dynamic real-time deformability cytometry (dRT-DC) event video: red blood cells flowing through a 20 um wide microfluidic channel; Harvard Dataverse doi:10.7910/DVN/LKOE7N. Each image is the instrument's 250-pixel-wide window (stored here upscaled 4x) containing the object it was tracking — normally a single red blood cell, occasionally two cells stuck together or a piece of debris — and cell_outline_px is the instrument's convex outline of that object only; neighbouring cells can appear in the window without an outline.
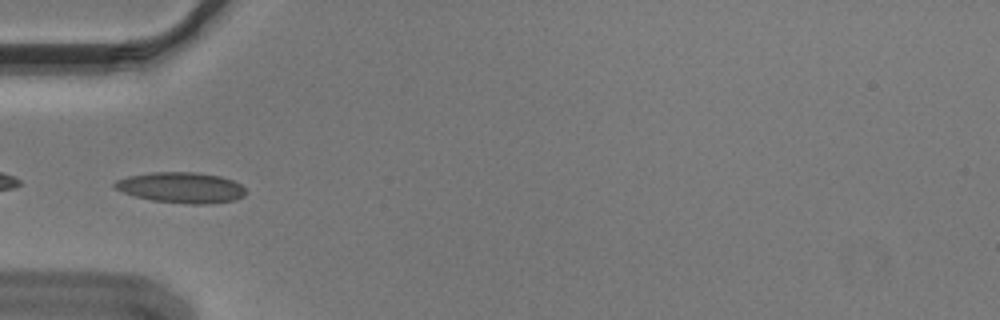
{"species": "Egyptian fruit bat (a non-hibernating species)", "species_latin": "Rousettus aegyptiacus", "temperature_condition": "cold", "stored_images_in_passage": 36, "camera_frame_rate_fps": 3000, "um_per_image_px": 0.085, "animal": {"sex": "male"}, "frame": {"image": 1, "passage_image": 1, "time_ms": 0.0, "image_size_px": [1000, 320], "cell_outline_px": [[244, 196], [236, 200], [208, 204], [188, 204], [152, 200], [136, 196], [124, 192], [116, 188], [112, 184], [116, 180], [128, 176], [152, 172], [196, 172], [220, 176], [232, 180], [240, 184], [244, 188]], "centroid_in_image_um": [15.42, 15.94], "position_along_channel_um": 69.6, "area_um2": 23.35}}
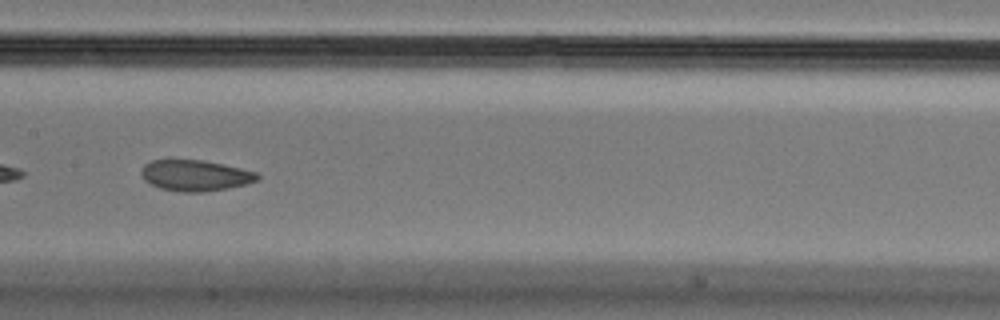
{"frame": {"image": 2, "passage_image": 11, "time_ms": 3.333, "image_size_px": [1000, 320], "cell_outline_px": [[260, 180], [228, 188], [204, 192], [180, 192], [160, 188], [148, 184], [144, 180], [140, 172], [144, 164], [152, 160], [204, 160], [240, 168], [256, 172], [260, 176]], "centroid_in_image_um": [16.57, 14.92], "position_along_channel_um": 190.8, "area_um2": 21.04}, "authors_computed_cell_mechanics": {"area_um2": 21.7328, "velocity_mm_per_s": 3.6109, "shape_relaxation_time_tau1_ms": null, "shape_relaxation_time_tau2_ms": 2.1239, "deformation_change_tau1": null, "deformation_change_tau2": 0.0808}}